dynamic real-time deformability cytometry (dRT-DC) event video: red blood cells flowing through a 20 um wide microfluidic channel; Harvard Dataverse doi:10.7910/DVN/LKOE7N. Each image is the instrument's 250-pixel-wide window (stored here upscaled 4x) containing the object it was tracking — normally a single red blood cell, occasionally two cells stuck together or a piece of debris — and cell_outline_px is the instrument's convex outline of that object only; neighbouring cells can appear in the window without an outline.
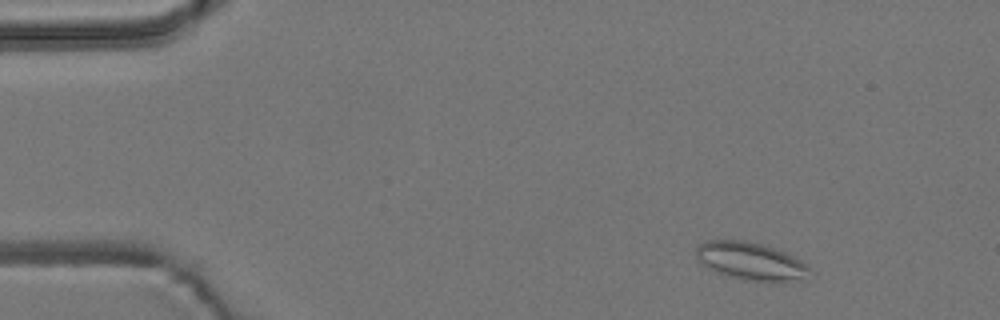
{"species": "common noctule bat (a hibernating species)", "species_latin": "Nyctalus noctula", "temperature_condition": "room temperature", "stored_images_in_passage": 53, "camera_frame_rate_fps": 3000, "um_per_image_px": 0.085, "animal": {"sex": "male", "body_mass_g": 19.2, "forearm_length_mm": 51.8}, "frame": {"image": 1, "passage_image": 4, "time_ms": 1.0, "image_size_px": [1000, 320], "cell_outline_px": [[812, 272], [808, 280], [780, 284], [772, 284], [744, 280], [728, 276], [716, 272], [704, 264], [696, 256], [696, 244], [704, 240], [744, 240], [760, 244], [784, 252], [808, 264]], "centroid_in_image_um": [63.91, 22.26], "position_along_channel_um": 21.1, "area_um2": 25.84}}
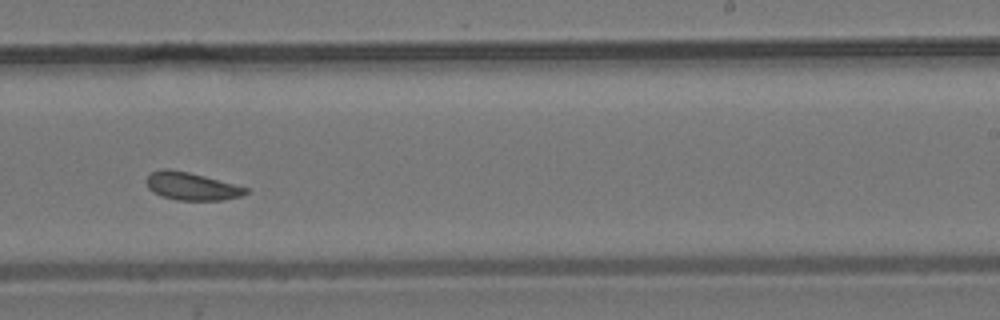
{"frame": {"image": 2, "passage_image": 32, "time_ms": 10.333, "image_size_px": [1000, 320], "cell_outline_px": [[248, 192], [240, 196], [224, 200], [176, 200], [160, 196], [152, 192], [148, 188], [144, 180], [152, 172], [160, 168], [168, 168], [188, 172], [204, 176], [248, 188]], "centroid_in_image_um": [16.21, 15.83], "position_along_channel_um": 272.8, "area_um2": 16.13}}
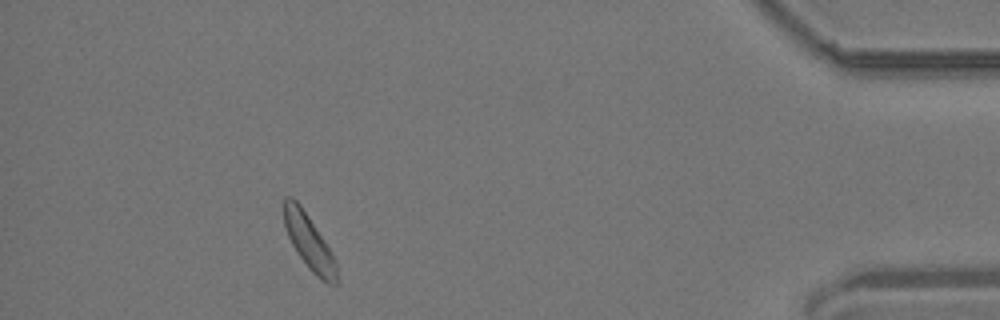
{"frame": {"image": 3, "passage_image": 48, "time_ms": 15.667, "image_size_px": [1000, 320], "cell_outline_px": [[336, 284], [328, 284], [320, 280], [308, 268], [296, 252], [284, 228], [284, 196], [292, 196], [300, 204], [324, 240], [336, 264]], "centroid_in_image_um": [26.22, 20.55], "position_along_channel_um": 409.0, "area_um2": 16.59}, "authors_computed_cell_mechanics": {"area_um2": 16.7042, "velocity_mm_per_s": 3.6546, "shape_relaxation_time_tau1_ms": null, "shape_relaxation_time_tau2_ms": 4.3002, "deformation_change_tau1": null, "deformation_change_tau2": 0.109}}